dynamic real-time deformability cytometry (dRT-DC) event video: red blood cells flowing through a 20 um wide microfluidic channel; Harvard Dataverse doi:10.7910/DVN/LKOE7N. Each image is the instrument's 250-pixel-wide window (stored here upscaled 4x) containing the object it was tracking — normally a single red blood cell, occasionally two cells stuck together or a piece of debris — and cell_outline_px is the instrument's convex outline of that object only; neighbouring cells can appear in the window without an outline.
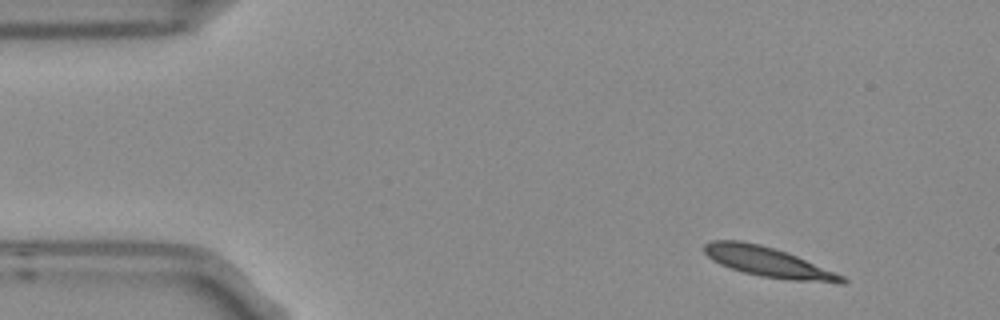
{"species": "Egyptian fruit bat (a non-hibernating species)", "species_latin": "Rousettus aegyptiacus", "temperature_condition": "room temperature", "stored_images_in_passage": 3, "camera_frame_rate_fps": 3000, "um_per_image_px": 0.085, "frame": {"image": 1, "passage_image": 1, "time_ms": 0.0, "image_size_px": [1000, 320], "cell_outline_px": [[848, 280], [844, 284], [836, 284], [788, 280], [760, 276], [744, 272], [720, 264], [712, 260], [704, 252], [704, 244], [712, 240], [740, 240], [760, 244], [796, 256], [844, 276]], "centroid_in_image_um": [65.32, 22.29], "position_along_channel_um": 19.7, "area_um2": 23.87}}